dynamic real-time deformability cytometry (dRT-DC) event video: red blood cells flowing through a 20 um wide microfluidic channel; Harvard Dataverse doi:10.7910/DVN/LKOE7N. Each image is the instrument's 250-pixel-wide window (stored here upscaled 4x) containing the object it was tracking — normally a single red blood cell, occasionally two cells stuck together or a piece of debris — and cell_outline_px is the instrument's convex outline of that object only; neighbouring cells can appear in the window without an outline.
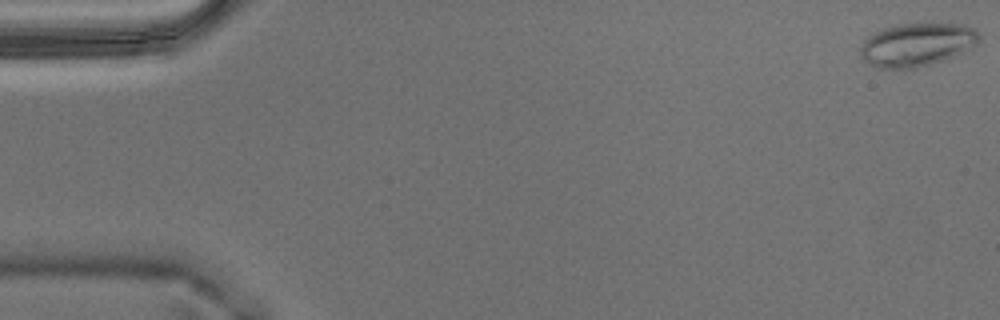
{"species": "Egyptian fruit bat (a non-hibernating species)", "species_latin": "Rousettus aegyptiacus", "temperature_condition": "warm", "stored_images_in_passage": 15, "camera_frame_rate_fps": 3000, "um_per_image_px": 0.085, "animal": {"sex": "male"}, "frame": {"image": 1, "passage_image": 1, "time_ms": 0.0, "image_size_px": [1000, 320], "cell_outline_px": [[980, 40], [976, 44], [952, 56], [932, 64], [916, 68], [876, 68], [868, 64], [860, 56], [860, 48], [864, 40], [868, 36], [880, 28], [896, 24], [924, 20], [964, 24], [976, 28], [980, 36]], "centroid_in_image_um": [77.92, 3.73], "position_along_channel_um": 7.1, "area_um2": 30.98}}